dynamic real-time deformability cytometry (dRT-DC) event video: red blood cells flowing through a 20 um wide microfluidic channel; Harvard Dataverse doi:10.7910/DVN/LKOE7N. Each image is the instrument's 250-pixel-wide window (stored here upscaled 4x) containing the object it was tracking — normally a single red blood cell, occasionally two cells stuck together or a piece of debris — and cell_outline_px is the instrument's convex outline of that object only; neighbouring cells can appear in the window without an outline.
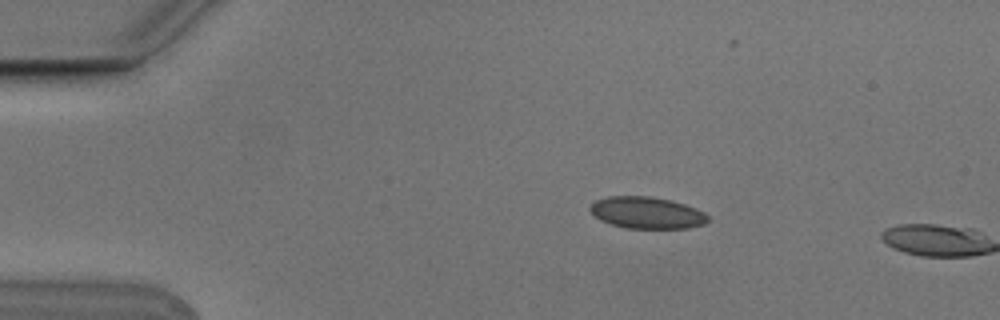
{"species": "Egyptian fruit bat (a non-hibernating species)", "species_latin": "Rousettus aegyptiacus", "temperature_condition": "cold", "stored_images_in_passage": 2, "camera_frame_rate_fps": 3000, "um_per_image_px": 0.085, "animal": {"sex": "male"}, "frame": {"image": 1, "passage_image": 1, "time_ms": 0.0, "image_size_px": [1000, 320], "cell_outline_px": [[708, 220], [704, 224], [688, 228], [624, 228], [600, 220], [588, 208], [596, 200], [608, 196], [648, 196], [672, 200], [696, 208], [704, 212], [708, 216]], "centroid_in_image_um": [54.99, 18.08], "position_along_channel_um": 30.0, "area_um2": 21.73}}